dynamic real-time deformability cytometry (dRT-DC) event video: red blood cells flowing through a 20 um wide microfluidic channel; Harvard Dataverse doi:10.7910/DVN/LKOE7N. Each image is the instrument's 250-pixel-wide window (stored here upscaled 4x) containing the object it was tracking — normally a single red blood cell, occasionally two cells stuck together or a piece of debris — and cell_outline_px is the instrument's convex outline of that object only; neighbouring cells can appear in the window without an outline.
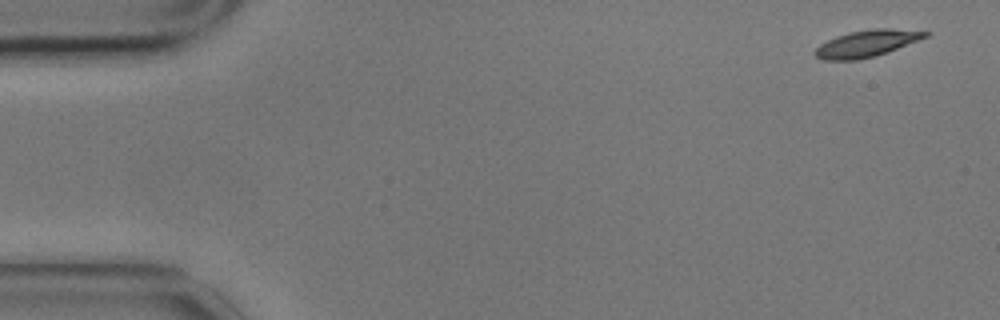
{"species": "common noctule bat (a hibernating species)", "species_latin": "Nyctalus noctula", "temperature_condition": "cold", "stored_images_in_passage": 4, "camera_frame_rate_fps": 3000, "um_per_image_px": 0.085, "animal": {"sex": "male", "body_mass_g": 17.9}, "frame": {"image": 1, "passage_image": 1, "time_ms": 0.0, "image_size_px": [1000, 320], "cell_outline_px": [[932, 32], [928, 36], [888, 52], [876, 56], [860, 60], [824, 60], [816, 56], [812, 52], [820, 44], [836, 36], [848, 32], [872, 28], [888, 28]], "centroid_in_image_um": [73.66, 3.7], "position_along_channel_um": 11.3, "area_um2": 17.28}}
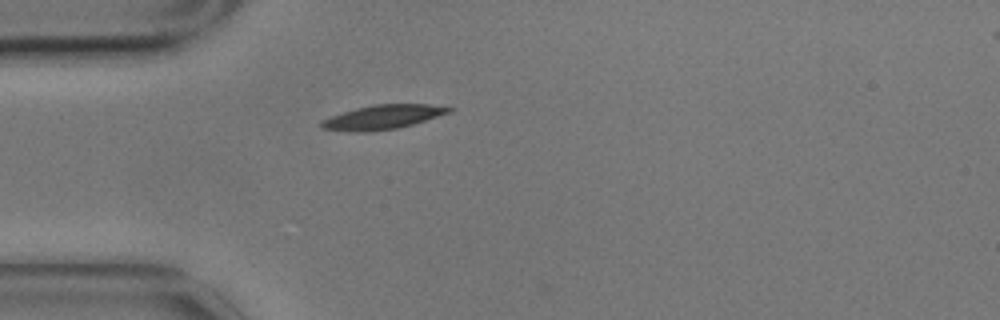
{"frame": {"image": 2, "passage_image": 4, "time_ms": 1.0, "image_size_px": [1000, 320], "cell_outline_px": [[456, 108], [452, 112], [412, 124], [396, 128], [364, 132], [352, 132], [320, 128], [320, 120], [356, 108], [372, 104], [428, 104]], "centroid_in_image_um": [32.54, 9.95], "position_along_channel_um": 52.5, "area_um2": 17.98}}